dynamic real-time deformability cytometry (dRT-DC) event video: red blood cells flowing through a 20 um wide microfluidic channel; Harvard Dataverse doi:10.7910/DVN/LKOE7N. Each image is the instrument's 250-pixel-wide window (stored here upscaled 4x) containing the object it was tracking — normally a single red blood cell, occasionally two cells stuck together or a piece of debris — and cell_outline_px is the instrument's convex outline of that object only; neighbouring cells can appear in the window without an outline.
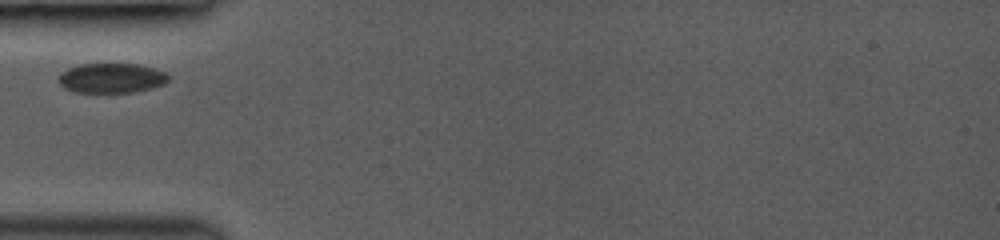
{"species": "common noctule bat (a hibernating species)", "species_latin": "Nyctalus noctula", "temperature_condition": "room temperature", "stored_images_in_passage": 26, "camera_frame_rate_fps": 3000, "um_per_image_px": 0.085, "animal": {"sex": "female", "body_mass_g": 19.0, "forearm_length_mm": 53.3}, "frame": {"image": 1, "passage_image": 1, "time_ms": 0.0, "image_size_px": [1000, 240], "cell_outline_px": [[168, 80], [164, 84], [152, 88], [132, 92], [76, 92], [64, 88], [56, 80], [60, 72], [68, 68], [80, 64], [136, 64], [152, 68], [164, 72], [168, 76]], "centroid_in_image_um": [9.42, 6.64], "position_along_channel_um": 75.6, "area_um2": 19.02}}
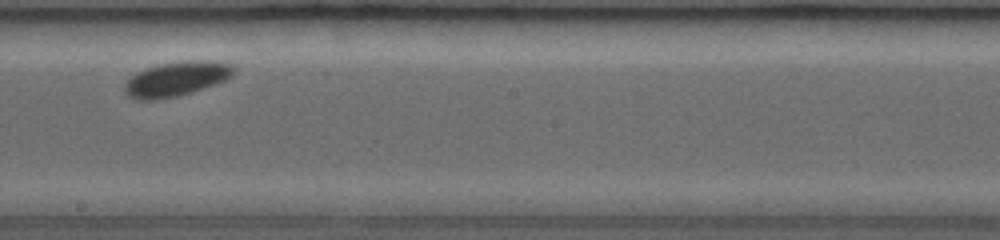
{"frame": {"image": 2, "passage_image": 13, "time_ms": 4.0, "image_size_px": [1000, 240], "cell_outline_px": [[236, 72], [232, 76], [224, 80], [204, 88], [192, 92], [176, 96], [156, 100], [136, 100], [128, 96], [124, 92], [124, 84], [136, 72], [156, 64], [188, 60], [216, 60], [232, 64], [236, 68]], "centroid_in_image_um": [15.01, 6.69], "position_along_channel_um": 233.2, "area_um2": 22.31}}
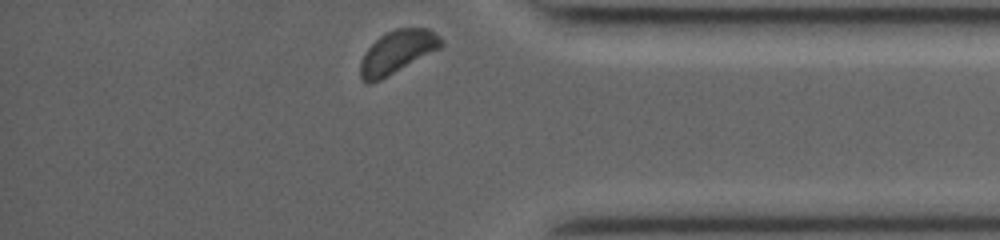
{"frame": {"image": 3, "passage_image": 26, "time_ms": 8.333, "image_size_px": [1000, 240], "cell_outline_px": [[444, 44], [440, 48], [388, 76], [380, 80], [368, 84], [360, 76], [360, 60], [364, 52], [380, 36], [396, 28], [428, 28], [440, 36], [444, 40]], "centroid_in_image_um": [33.77, 4.41], "position_along_channel_um": 401.4, "area_um2": 20.11}}